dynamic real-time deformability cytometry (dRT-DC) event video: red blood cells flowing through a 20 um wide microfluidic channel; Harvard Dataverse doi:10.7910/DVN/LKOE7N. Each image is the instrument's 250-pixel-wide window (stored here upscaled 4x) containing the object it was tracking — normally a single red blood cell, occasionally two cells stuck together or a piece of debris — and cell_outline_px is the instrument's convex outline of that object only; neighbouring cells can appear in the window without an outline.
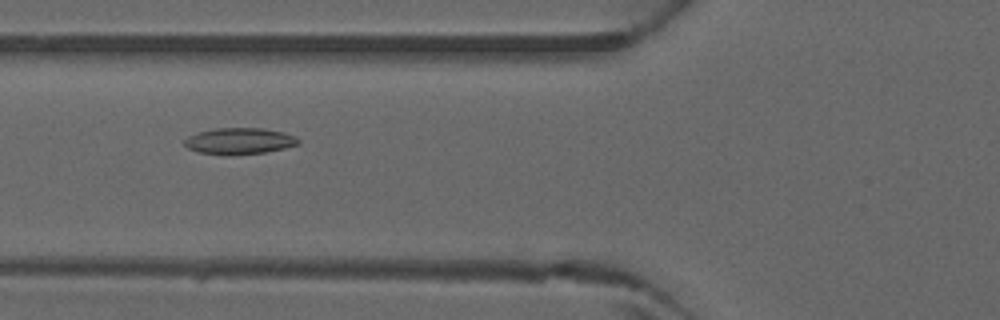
{"species": "common noctule bat (a hibernating species)", "species_latin": "Nyctalus noctula", "temperature_condition": "warm", "stored_images_in_passage": 31, "camera_frame_rate_fps": 3000, "um_per_image_px": 0.085, "animal": {"sex": "male", "forearm_length_mm": 52.5}, "frame": {"image": 1, "passage_image": 7, "time_ms": 2.0, "image_size_px": [1000, 320], "cell_outline_px": [[300, 144], [284, 148], [264, 152], [232, 156], [224, 156], [196, 152], [188, 148], [184, 144], [184, 140], [188, 136], [200, 132], [216, 128], [260, 128], [284, 132], [296, 136], [300, 140]], "centroid_in_image_um": [20.34, 12.01], "position_along_channel_um": 105.5, "area_um2": 17.74}}
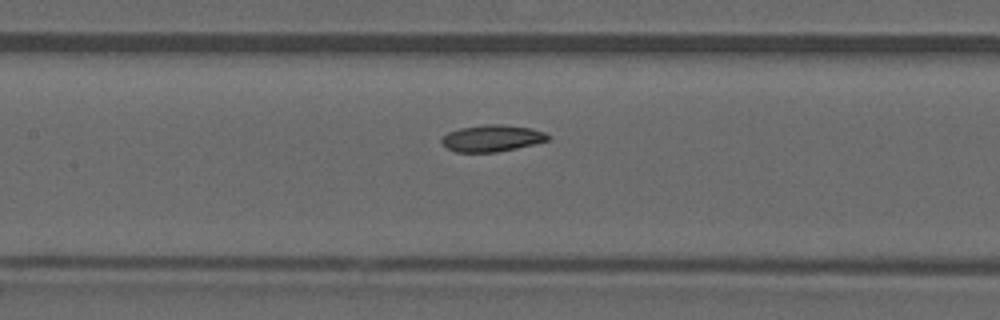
{"frame": {"image": 2, "passage_image": 11, "time_ms": 3.333, "image_size_px": [1000, 320], "cell_outline_px": [[548, 140], [516, 148], [496, 152], [456, 152], [448, 148], [440, 140], [448, 132], [460, 128], [484, 124], [500, 124], [532, 128], [544, 132], [548, 136]], "centroid_in_image_um": [41.8, 11.74], "position_along_channel_um": 165.6, "area_um2": 16.3}}
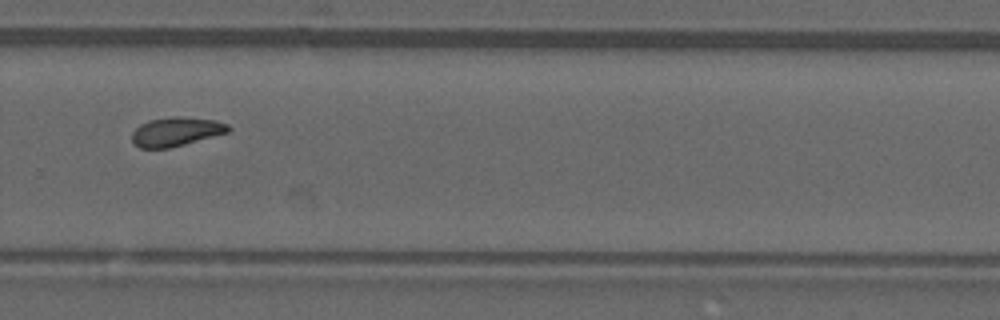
{"frame": {"image": 3, "passage_image": 21, "time_ms": 6.667, "image_size_px": [1000, 320], "cell_outline_px": [[232, 128], [228, 132], [184, 144], [168, 148], [140, 148], [132, 140], [132, 132], [140, 124], [148, 120], [172, 116], [180, 116], [216, 120], [228, 124]], "centroid_in_image_um": [14.97, 11.17], "position_along_channel_um": 314.8, "area_um2": 16.24}}